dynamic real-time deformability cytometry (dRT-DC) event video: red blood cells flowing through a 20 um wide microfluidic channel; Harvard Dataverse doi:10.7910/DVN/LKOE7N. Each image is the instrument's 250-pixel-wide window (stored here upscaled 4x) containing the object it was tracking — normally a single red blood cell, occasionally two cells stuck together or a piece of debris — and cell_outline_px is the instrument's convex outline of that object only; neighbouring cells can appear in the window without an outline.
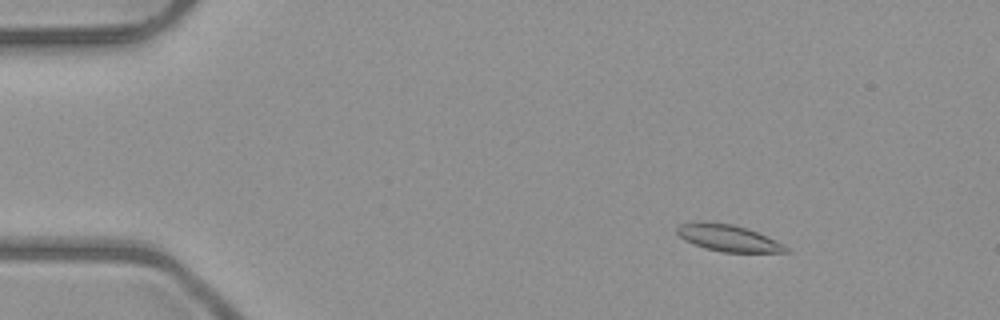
{"species": "common noctule bat (a hibernating species)", "species_latin": "Nyctalus noctula", "temperature_condition": "room temperature", "stored_images_in_passage": 4, "camera_frame_rate_fps": 3000, "um_per_image_px": 0.085, "animal": {"sex": "male", "body_mass_g": 23.1, "forearm_length_mm": 52.7}, "frame": {"image": 1, "passage_image": 2, "time_ms": 1.0, "image_size_px": [1000, 320], "cell_outline_px": [[792, 252], [724, 252], [704, 248], [692, 244], [684, 240], [676, 232], [676, 228], [680, 224], [700, 220], [704, 220], [732, 224], [748, 228], [784, 244]], "centroid_in_image_um": [61.86, 20.21], "position_along_channel_um": 23.1, "area_um2": 17.17}}